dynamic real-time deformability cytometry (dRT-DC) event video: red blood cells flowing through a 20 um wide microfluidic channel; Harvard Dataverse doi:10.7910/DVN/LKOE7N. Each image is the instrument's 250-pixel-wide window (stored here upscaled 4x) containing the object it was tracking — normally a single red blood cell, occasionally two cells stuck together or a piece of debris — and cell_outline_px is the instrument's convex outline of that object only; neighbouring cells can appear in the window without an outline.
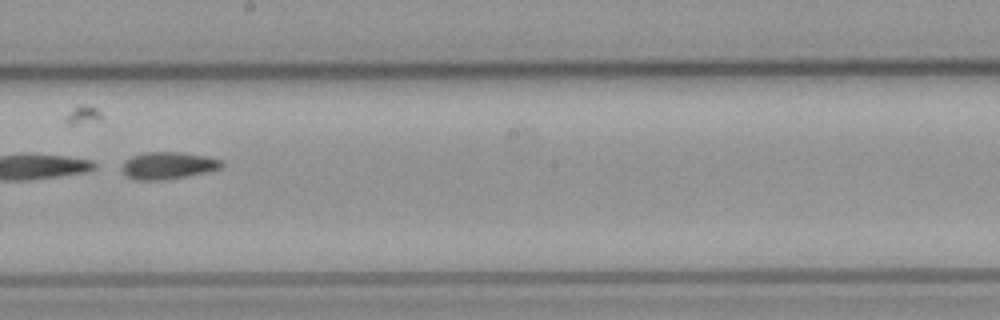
{"species": "common noctule bat (a hibernating species)", "species_latin": "Nyctalus noctula", "temperature_condition": "cold", "stored_images_in_passage": 49, "segment_of_instrument_passage": [2, 2], "camera_frame_rate_fps": 3000, "um_per_image_px": 0.085, "animal": {"sex": "male", "body_mass_g": 23.1, "forearm_length_mm": 52.7}, "frame": {"image": 1, "passage_image": 26, "time_ms": 8.333, "image_size_px": [1000, 320], "cell_outline_px": [[224, 164], [220, 168], [208, 172], [188, 176], [160, 180], [136, 180], [124, 176], [120, 172], [120, 168], [124, 160], [132, 156], [144, 152], [180, 152], [208, 156], [220, 160]], "centroid_in_image_um": [14.22, 14.07], "position_along_channel_um": 234.0, "area_um2": 16.07}}